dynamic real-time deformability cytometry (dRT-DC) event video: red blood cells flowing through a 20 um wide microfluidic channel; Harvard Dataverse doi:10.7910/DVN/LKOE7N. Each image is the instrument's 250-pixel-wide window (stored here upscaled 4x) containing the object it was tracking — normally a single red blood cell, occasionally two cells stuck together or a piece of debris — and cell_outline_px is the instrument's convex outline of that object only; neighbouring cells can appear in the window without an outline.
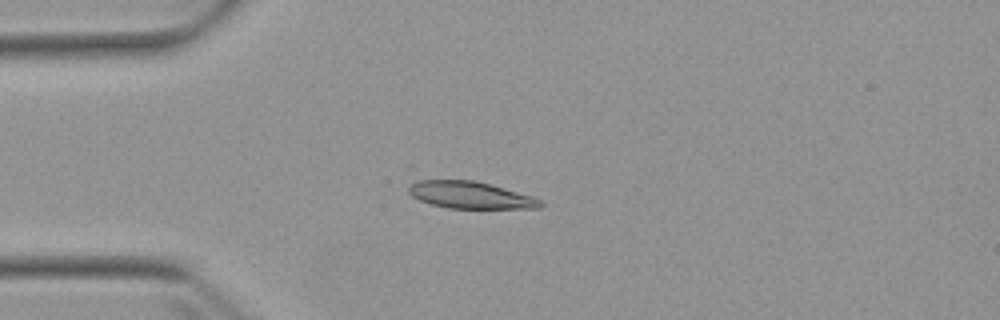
{"species": "Egyptian fruit bat (a non-hibernating species)", "species_latin": "Rousettus aegyptiacus", "temperature_condition": "warm", "stored_images_in_passage": 3, "camera_frame_rate_fps": 3000, "um_per_image_px": 0.085, "animal": {"sex": "female"}, "frame": {"image": 1, "passage_image": 3, "time_ms": 2.333, "image_size_px": [1000, 320], "cell_outline_px": [[544, 204], [540, 208], [448, 208], [432, 204], [420, 200], [412, 196], [408, 192], [408, 184], [416, 176], [420, 176], [472, 180], [488, 184], [532, 196], [540, 200]], "centroid_in_image_um": [39.79, 16.51], "position_along_channel_um": 45.2, "area_um2": 21.5}}